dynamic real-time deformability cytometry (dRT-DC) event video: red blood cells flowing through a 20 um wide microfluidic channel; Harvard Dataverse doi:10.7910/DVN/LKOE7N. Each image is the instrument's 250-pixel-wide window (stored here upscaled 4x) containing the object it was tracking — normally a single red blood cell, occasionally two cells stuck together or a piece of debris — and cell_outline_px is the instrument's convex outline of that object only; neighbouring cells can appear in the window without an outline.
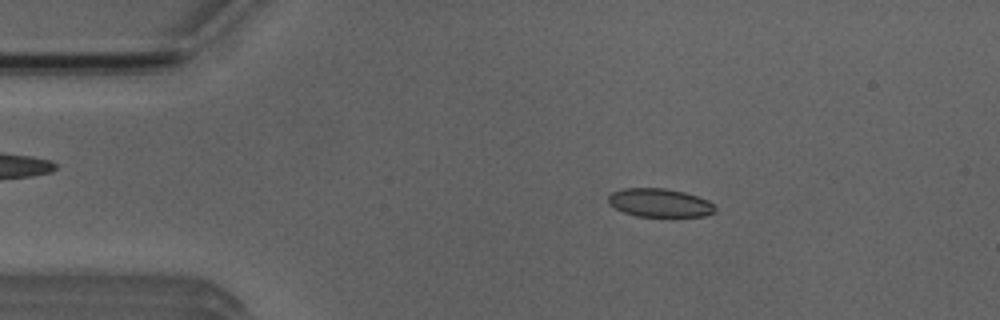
{"species": "Egyptian fruit bat (a non-hibernating species)", "species_latin": "Rousettus aegyptiacus", "temperature_condition": "room temperature", "stored_images_in_passage": 48, "camera_frame_rate_fps": 3000, "um_per_image_px": 0.085, "animal": {"sex": "male"}, "frame": {"image": 1, "passage_image": 5, "time_ms": 1.333, "image_size_px": [1000, 320], "cell_outline_px": [[716, 212], [704, 216], [636, 216], [624, 212], [608, 204], [608, 196], [612, 192], [624, 188], [664, 188], [684, 192], [708, 200], [716, 208]], "centroid_in_image_um": [56.06, 17.23], "position_along_channel_um": 28.9, "area_um2": 17.63}}
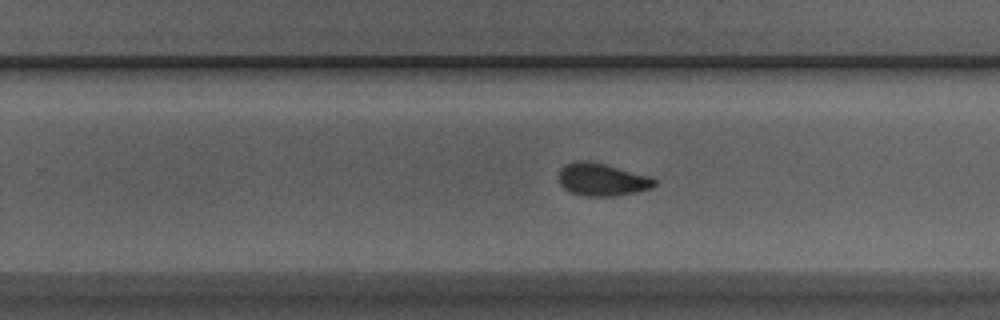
{"frame": {"image": 2, "passage_image": 28, "time_ms": 9.0, "image_size_px": [1000, 320], "cell_outline_px": [[656, 184], [652, 188], [616, 196], [580, 196], [564, 188], [560, 184], [560, 168], [564, 164], [576, 160], [588, 160], [652, 176], [656, 180]], "centroid_in_image_um": [51.18, 15.25], "position_along_channel_um": 278.6, "area_um2": 18.32}}
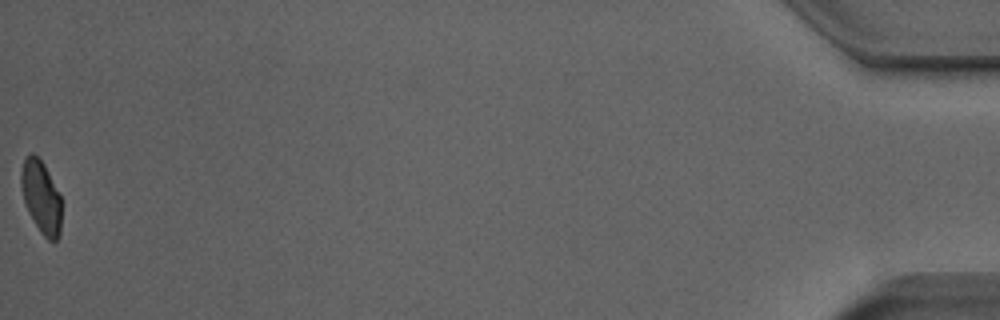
{"frame": {"image": 3, "passage_image": 48, "time_ms": 15.667, "image_size_px": [1000, 320], "cell_outline_px": [[60, 236], [56, 240], [48, 240], [40, 232], [28, 212], [24, 200], [20, 184], [20, 172], [24, 160], [32, 152], [44, 164], [60, 196]], "centroid_in_image_um": [3.48, 16.75], "position_along_channel_um": 431.7, "area_um2": 16.82}, "authors_computed_cell_mechanics": {"area_um2": 18.4382, "velocity_mm_per_s": 3.9115, "shape_relaxation_time_tau1_ms": 4.5094, "shape_relaxation_time_tau2_ms": 1.6492, "deformation_change_tau1": 0.1043, "deformation_change_tau2": 0.0516}}